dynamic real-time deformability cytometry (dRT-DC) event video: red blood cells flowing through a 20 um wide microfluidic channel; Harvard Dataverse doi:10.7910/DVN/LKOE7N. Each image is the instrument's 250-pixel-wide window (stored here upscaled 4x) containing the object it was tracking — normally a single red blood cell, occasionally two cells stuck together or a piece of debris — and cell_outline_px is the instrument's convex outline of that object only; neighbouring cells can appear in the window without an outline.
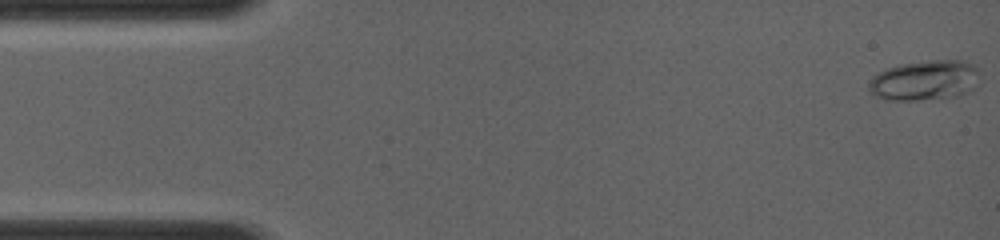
{"species": "common noctule bat (a hibernating species)", "species_latin": "Nyctalus noctula", "temperature_condition": "room temperature", "stored_images_in_passage": 56, "camera_frame_rate_fps": 4000, "um_per_image_px": 0.085, "animal": {"sex": "female", "body_mass_g": 19.0, "forearm_length_mm": 56.7}, "frame": {"image": 1, "passage_image": 1, "time_ms": 0.0, "image_size_px": [1000, 240], "cell_outline_px": [[976, 72], [972, 88], [956, 96], [916, 100], [888, 100], [876, 96], [868, 92], [868, 84], [872, 76], [888, 68], [900, 64], [932, 60], [960, 60], [972, 64], [976, 68]], "centroid_in_image_um": [78.49, 6.83], "position_along_channel_um": 6.5, "area_um2": 25.32}}
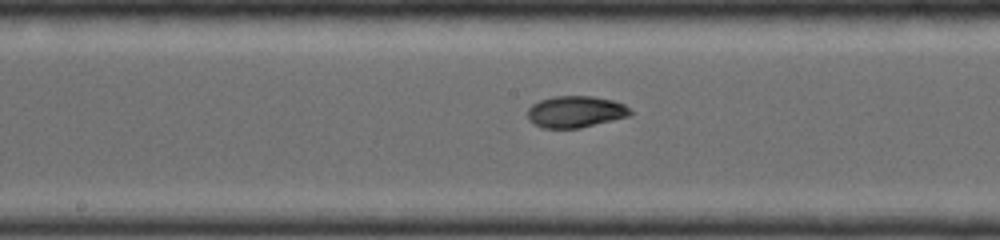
{"frame": {"image": 2, "passage_image": 29, "time_ms": 7.0, "image_size_px": [1000, 240], "cell_outline_px": [[632, 116], [576, 128], [544, 128], [528, 120], [528, 108], [532, 104], [540, 100], [552, 96], [592, 96], [612, 100], [624, 104], [632, 112]], "centroid_in_image_um": [48.92, 9.49], "position_along_channel_um": 199.3, "area_um2": 18.84}}
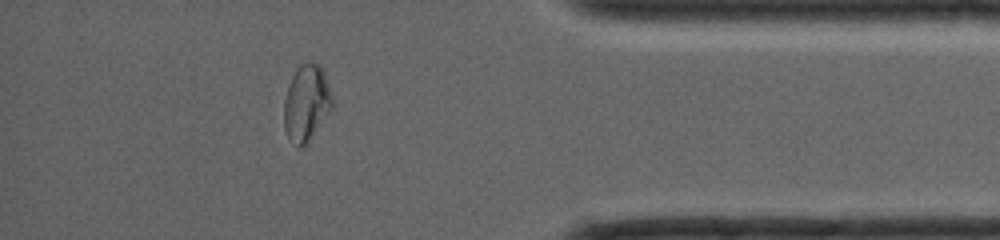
{"frame": {"image": 3, "passage_image": 49, "time_ms": 12.0, "image_size_px": [1000, 240], "cell_outline_px": [[332, 108], [308, 140], [304, 144], [300, 144], [288, 136], [284, 128], [284, 100], [288, 84], [296, 68], [300, 64], [320, 64], [324, 72], [332, 96]], "centroid_in_image_um": [26.04, 8.68], "position_along_channel_um": 409.2, "area_um2": 20.69}}